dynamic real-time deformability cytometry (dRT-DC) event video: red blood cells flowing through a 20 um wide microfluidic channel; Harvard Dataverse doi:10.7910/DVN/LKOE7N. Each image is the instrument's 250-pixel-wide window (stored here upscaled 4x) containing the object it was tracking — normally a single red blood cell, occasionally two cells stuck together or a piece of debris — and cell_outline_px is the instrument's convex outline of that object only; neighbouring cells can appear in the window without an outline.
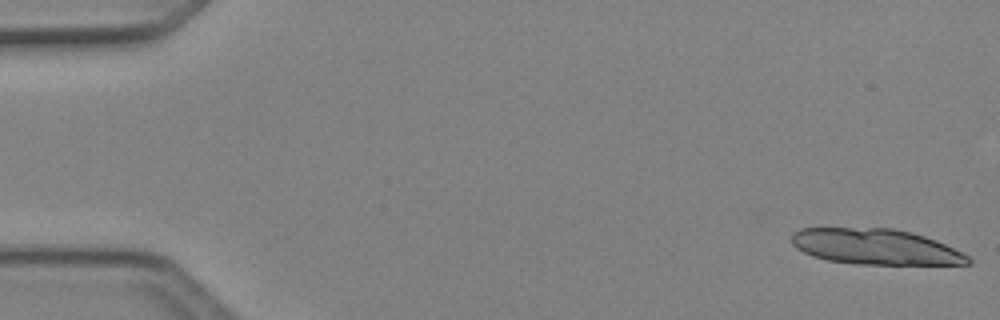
{"species": "Egyptian fruit bat (a non-hibernating species)", "species_latin": "Rousettus aegyptiacus", "temperature_condition": "cold", "stored_images_in_passage": 15, "camera_frame_rate_fps": 3000, "um_per_image_px": 0.085, "animal": {"sex": "female"}, "frame": {"image": 1, "passage_image": 1, "time_ms": 0.0, "image_size_px": [1000, 320], "cell_outline_px": [[972, 264], [856, 264], [828, 260], [812, 256], [796, 248], [792, 244], [792, 236], [800, 228], [892, 228], [912, 232], [936, 240], [968, 256], [972, 260]], "centroid_in_image_um": [74.41, 20.97], "position_along_channel_um": 10.6, "area_um2": 36.41}}